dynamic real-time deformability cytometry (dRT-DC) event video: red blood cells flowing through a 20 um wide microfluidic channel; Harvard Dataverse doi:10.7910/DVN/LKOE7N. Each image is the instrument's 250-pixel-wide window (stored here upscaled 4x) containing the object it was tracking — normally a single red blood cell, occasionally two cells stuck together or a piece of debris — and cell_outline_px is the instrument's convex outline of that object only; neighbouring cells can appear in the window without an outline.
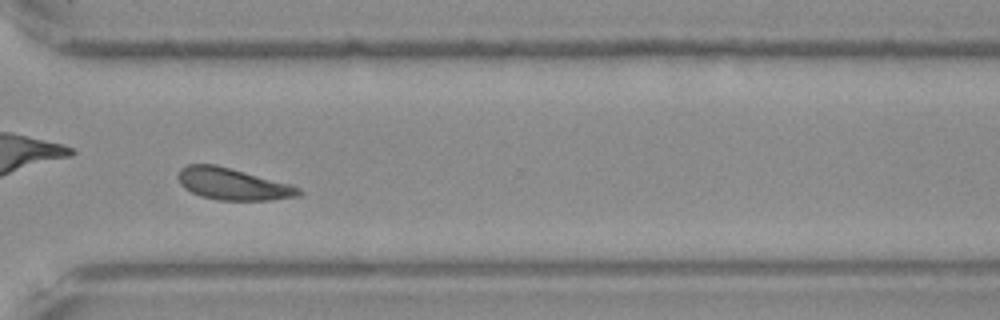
{"species": "Egyptian fruit bat (a non-hibernating species)", "species_latin": "Rousettus aegyptiacus", "temperature_condition": "warm", "stored_images_in_passage": 47, "camera_frame_rate_fps": 3000, "um_per_image_px": 0.085, "frame": {"image": 1, "passage_image": 34, "time_ms": 11.0, "image_size_px": [1000, 320], "cell_outline_px": [[304, 192], [300, 196], [268, 200], [220, 200], [200, 196], [184, 188], [180, 184], [176, 176], [180, 168], [188, 164], [216, 164], [292, 184], [300, 188]], "centroid_in_image_um": [19.79, 15.63], "position_along_channel_um": 350.8, "area_um2": 22.6}}
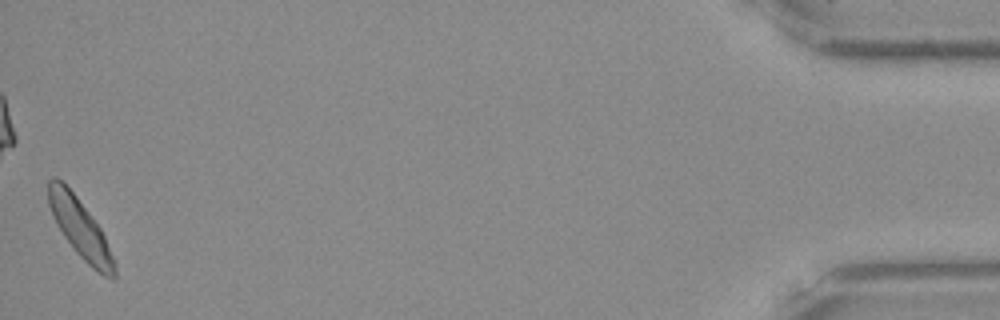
{"frame": {"image": 2, "passage_image": 47, "time_ms": 15.333, "image_size_px": [1000, 320], "cell_outline_px": [[116, 280], [112, 280], [96, 272], [72, 248], [56, 224], [52, 216], [48, 204], [48, 180], [52, 176], [56, 176], [76, 196], [100, 228], [104, 236], [116, 264]], "centroid_in_image_um": [6.81, 19.45], "position_along_channel_um": 428.4, "area_um2": 22.54}, "authors_computed_cell_mechanics": {"area_um2": 22.3108, "velocity_mm_per_s": 3.8674, "shape_relaxation_time_tau1_ms": 2.4436, "shape_relaxation_time_tau2_ms": 1.3202, "deformation_change_tau1": 0.1124, "deformation_change_tau2": 0.0541}}